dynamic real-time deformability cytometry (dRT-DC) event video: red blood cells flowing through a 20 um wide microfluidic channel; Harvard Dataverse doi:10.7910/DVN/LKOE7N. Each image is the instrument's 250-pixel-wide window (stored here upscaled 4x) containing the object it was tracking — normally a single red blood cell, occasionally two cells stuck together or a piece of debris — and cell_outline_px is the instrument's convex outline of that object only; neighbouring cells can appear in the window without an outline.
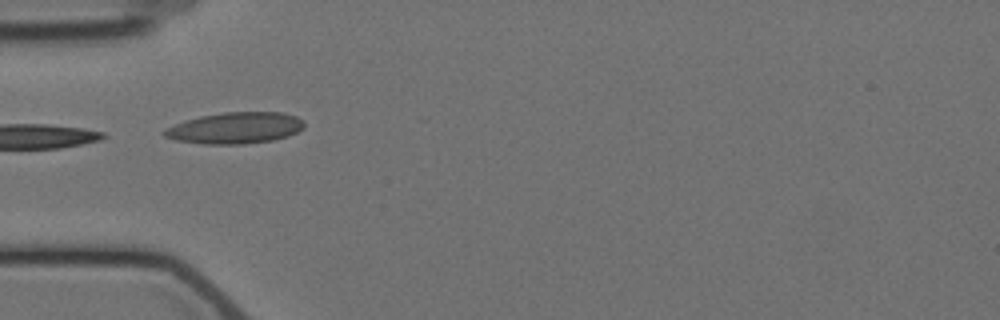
{"species": "Egyptian fruit bat (a non-hibernating species)", "species_latin": "Rousettus aegyptiacus", "temperature_condition": "cold", "stored_images_in_passage": 15, "camera_frame_rate_fps": 3000, "um_per_image_px": 0.085, "animal": {"sex": "female"}, "frame": {"image": 1, "passage_image": 5, "time_ms": 5.667, "image_size_px": [1000, 320], "cell_outline_px": [[304, 128], [288, 136], [272, 140], [244, 144], [204, 144], [176, 140], [164, 136], [160, 132], [176, 124], [200, 116], [224, 112], [280, 112], [296, 116], [304, 120]], "centroid_in_image_um": [20.02, 10.88], "position_along_channel_um": 65.0, "area_um2": 25.43}}
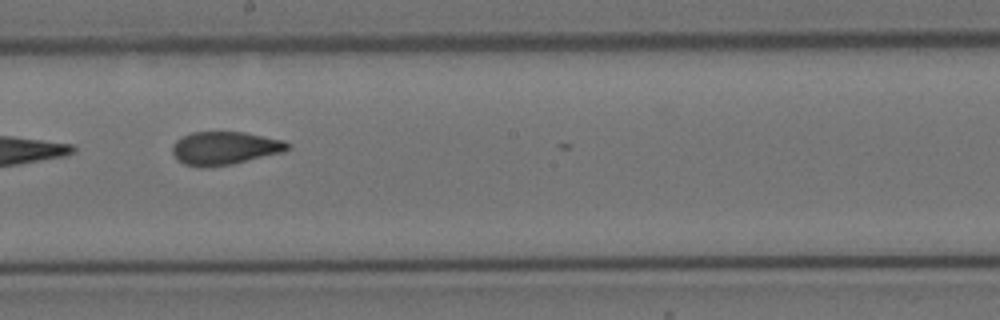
{"frame": {"image": 2, "passage_image": 9, "time_ms": 10.333, "image_size_px": [1000, 320], "cell_outline_px": [[292, 148], [284, 152], [232, 164], [200, 168], [184, 164], [172, 152], [172, 144], [176, 140], [192, 132], [244, 132], [284, 140]], "centroid_in_image_um": [19.12, 12.59], "position_along_channel_um": 229.1, "area_um2": 22.25}}
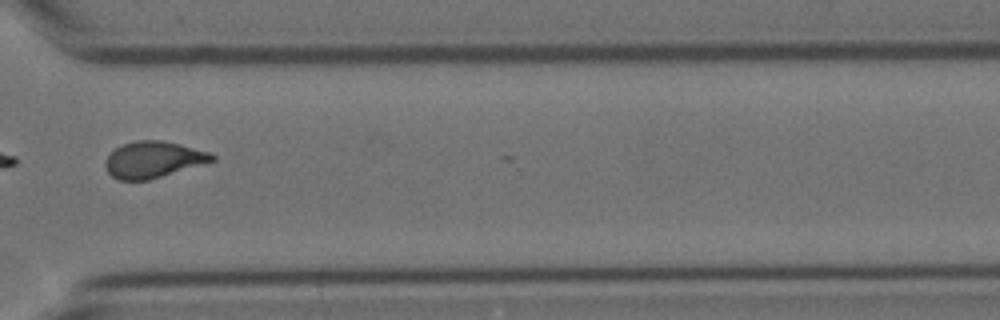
{"frame": {"image": 3, "passage_image": 12, "time_ms": 14.0, "image_size_px": [1000, 320], "cell_outline_px": [[216, 160], [148, 180], [116, 180], [108, 172], [104, 164], [108, 156], [116, 148], [124, 144], [136, 140], [160, 140], [180, 144], [208, 152], [216, 156]], "centroid_in_image_um": [13.01, 13.57], "position_along_channel_um": 357.6, "area_um2": 22.37}, "authors_computed_cell_mechanics": {"area_um2": 22.6576, "velocity_mm_per_s": 3.5203, "shape_relaxation_time_tau1_ms": 5.8596, "shape_relaxation_time_tau2_ms": 1.2472, "deformation_change_tau1": 0.1559, "deformation_change_tau2": 0.0605}}